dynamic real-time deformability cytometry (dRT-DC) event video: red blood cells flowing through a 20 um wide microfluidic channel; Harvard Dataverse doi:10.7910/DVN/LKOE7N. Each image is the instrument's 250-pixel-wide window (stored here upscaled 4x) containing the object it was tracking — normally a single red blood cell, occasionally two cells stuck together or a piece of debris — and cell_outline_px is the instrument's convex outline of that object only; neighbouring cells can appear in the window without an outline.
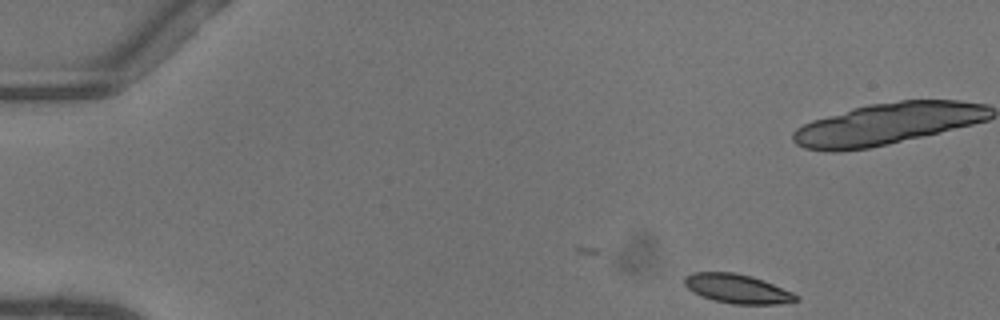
{"species": "common noctule bat (a hibernating species)", "species_latin": "Nyctalus noctula", "temperature_condition": "warm", "stored_images_in_passage": 42, "camera_frame_rate_fps": 3000, "um_per_image_px": 0.085, "animal": {"sex": "female"}, "frame": {"image": 1, "passage_image": 1, "time_ms": 0.0, "image_size_px": [1000, 320], "cell_outline_px": [[800, 300], [780, 304], [732, 304], [712, 300], [700, 296], [692, 292], [684, 284], [684, 276], [692, 272], [736, 272], [752, 276], [764, 280], [792, 292], [800, 296]], "centroid_in_image_um": [62.66, 24.54], "position_along_channel_um": 22.3, "area_um2": 19.25}}
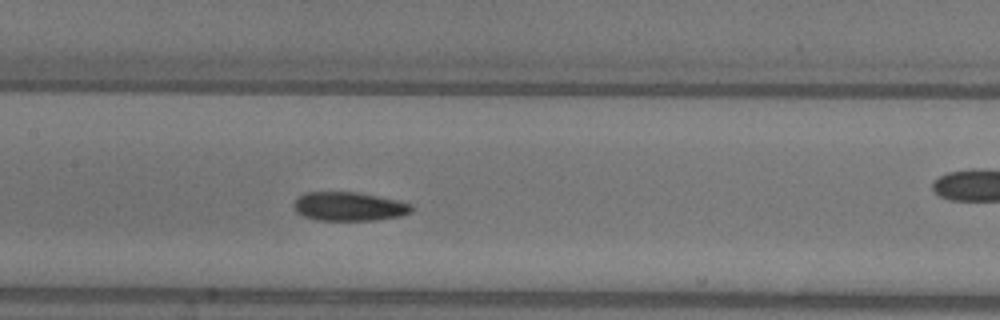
{"frame": {"image": 2, "passage_image": 20, "time_ms": 6.333, "image_size_px": [1000, 320], "cell_outline_px": [[412, 212], [400, 216], [376, 220], [316, 220], [304, 216], [296, 212], [292, 204], [304, 192], [356, 192], [396, 200], [412, 204]], "centroid_in_image_um": [29.65, 17.55], "position_along_channel_um": 177.8, "area_um2": 19.71}}
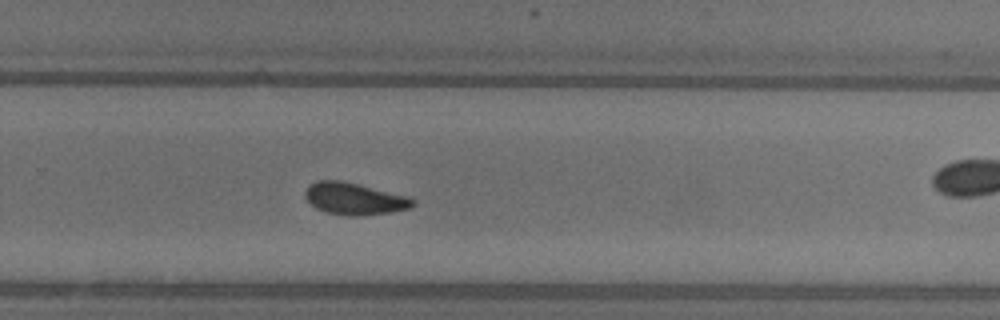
{"frame": {"image": 3, "passage_image": 29, "time_ms": 9.333, "image_size_px": [1000, 320], "cell_outline_px": [[416, 204], [412, 208], [392, 212], [364, 216], [352, 216], [328, 212], [316, 208], [304, 196], [304, 192], [316, 180], [340, 180], [408, 196], [416, 200]], "centroid_in_image_um": [30.18, 16.9], "position_along_channel_um": 299.6, "area_um2": 20.0}, "authors_computed_cell_mechanics": {"area_um2": 19.2474, "velocity_mm_per_s": 4.0781, "shape_relaxation_time_tau1_ms": 4.2869, "shape_relaxation_time_tau2_ms": 2.8935, "deformation_change_tau1": 0.1281, "deformation_change_tau2": 0.0782}}